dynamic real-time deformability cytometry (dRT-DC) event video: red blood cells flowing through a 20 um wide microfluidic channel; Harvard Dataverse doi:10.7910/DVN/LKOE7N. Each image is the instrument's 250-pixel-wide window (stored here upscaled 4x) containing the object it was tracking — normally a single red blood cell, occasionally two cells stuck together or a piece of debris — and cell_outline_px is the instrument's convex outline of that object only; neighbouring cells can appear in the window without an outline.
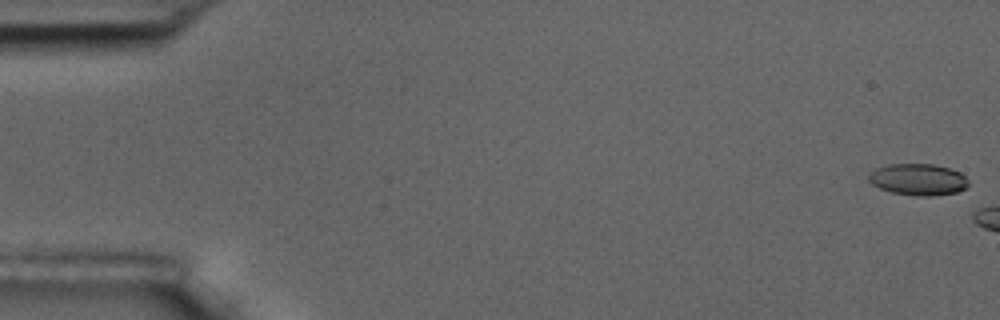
{"species": "common noctule bat (a hibernating species)", "species_latin": "Nyctalus noctula", "temperature_condition": "room temperature", "stored_images_in_passage": 6, "camera_frame_rate_fps": 3000, "um_per_image_px": 0.085, "animal": {"sex": "male", "body_mass_g": 17.5, "forearm_length_mm": 52.3}, "frame": {"image": 1, "passage_image": 1, "time_ms": 0.0, "image_size_px": [1000, 320], "cell_outline_px": [[968, 188], [956, 192], [932, 196], [916, 196], [892, 192], [880, 188], [872, 184], [868, 180], [868, 172], [876, 168], [888, 164], [932, 164], [952, 168], [960, 172], [968, 180]], "centroid_in_image_um": [78.04, 15.25], "position_along_channel_um": 7.0, "area_um2": 18.55}}